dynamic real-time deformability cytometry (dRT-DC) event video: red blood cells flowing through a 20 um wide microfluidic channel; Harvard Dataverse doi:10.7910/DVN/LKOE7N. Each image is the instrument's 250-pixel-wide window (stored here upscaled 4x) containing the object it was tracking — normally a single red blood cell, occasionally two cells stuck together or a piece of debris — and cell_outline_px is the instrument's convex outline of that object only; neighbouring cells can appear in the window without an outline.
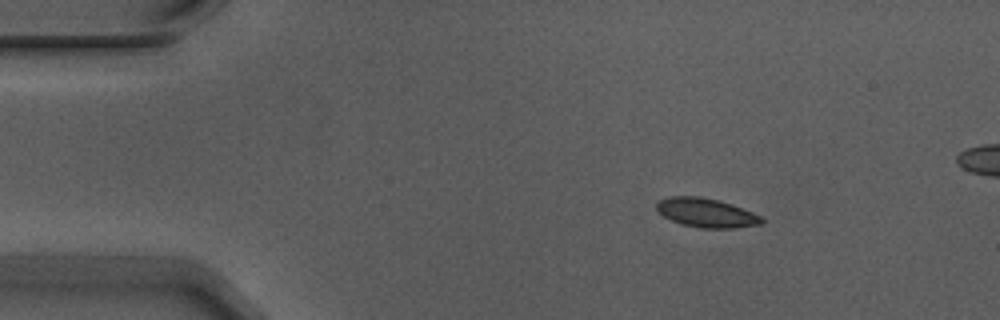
{"species": "Egyptian fruit bat (a non-hibernating species)", "species_latin": "Rousettus aegyptiacus", "temperature_condition": "warm", "stored_images_in_passage": 6, "camera_frame_rate_fps": 3000, "um_per_image_px": 0.085, "animal": {"sex": "male"}, "frame": {"image": 1, "passage_image": 3, "time_ms": 0.667, "image_size_px": [1000, 320], "cell_outline_px": [[764, 224], [732, 228], [700, 228], [680, 224], [656, 212], [656, 204], [660, 200], [668, 196], [700, 196], [732, 204], [752, 212], [760, 216], [764, 220]], "centroid_in_image_um": [60.01, 18.09], "position_along_channel_um": 25.0, "area_um2": 17.86}}